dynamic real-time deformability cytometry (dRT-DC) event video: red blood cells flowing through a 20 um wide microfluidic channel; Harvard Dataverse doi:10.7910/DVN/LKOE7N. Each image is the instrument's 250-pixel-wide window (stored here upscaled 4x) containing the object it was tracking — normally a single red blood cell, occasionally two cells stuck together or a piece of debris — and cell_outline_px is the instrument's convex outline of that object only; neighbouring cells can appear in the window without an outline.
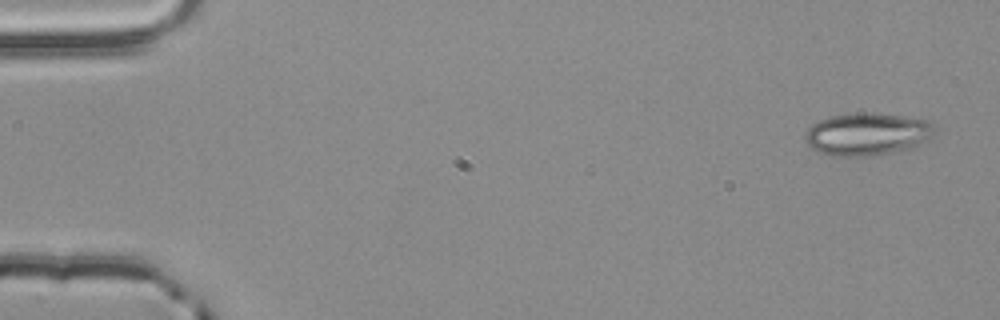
{"species": "common noctule bat (a hibernating species)", "species_latin": "Nyctalus noctula", "temperature_condition": "room temperature", "stored_images_in_passage": 4, "camera_frame_rate_fps": 3000, "um_per_image_px": 0.085, "animal": {"sex": "male", "body_mass_g": 20.4}, "frame": {"image": 1, "passage_image": 1, "time_ms": 0.0, "image_size_px": [1000, 320], "cell_outline_px": [[940, 128], [928, 140], [916, 148], [904, 152], [868, 156], [832, 156], [816, 152], [804, 140], [804, 132], [812, 124], [828, 116], [860, 112], [876, 112], [928, 120], [936, 124]], "centroid_in_image_um": [73.78, 11.41], "position_along_channel_um": 11.2, "area_um2": 33.35}}